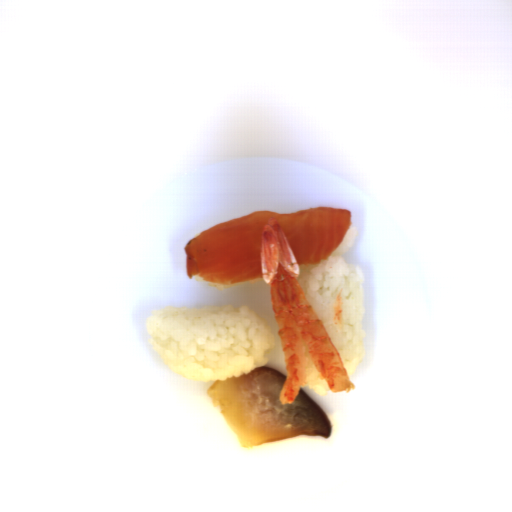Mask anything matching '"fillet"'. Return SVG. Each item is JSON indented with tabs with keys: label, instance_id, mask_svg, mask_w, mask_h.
<instances>
[{
	"label": "fillet",
	"instance_id": "25842a12",
	"mask_svg": "<svg viewBox=\"0 0 512 512\" xmlns=\"http://www.w3.org/2000/svg\"><path fill=\"white\" fill-rule=\"evenodd\" d=\"M270 219L280 226L298 265L310 267L330 257L352 223L351 211L336 207L254 211L211 226L185 245L188 278L227 286L263 278L262 235Z\"/></svg>",
	"mask_w": 512,
	"mask_h": 512
},
{
	"label": "fillet",
	"instance_id": "e2c912f1",
	"mask_svg": "<svg viewBox=\"0 0 512 512\" xmlns=\"http://www.w3.org/2000/svg\"><path fill=\"white\" fill-rule=\"evenodd\" d=\"M286 379L277 369L261 366L237 378L214 381L208 388L213 407L221 408L243 448L300 434L330 437L328 415L301 387L292 403L281 404Z\"/></svg>",
	"mask_w": 512,
	"mask_h": 512
}]
</instances>
